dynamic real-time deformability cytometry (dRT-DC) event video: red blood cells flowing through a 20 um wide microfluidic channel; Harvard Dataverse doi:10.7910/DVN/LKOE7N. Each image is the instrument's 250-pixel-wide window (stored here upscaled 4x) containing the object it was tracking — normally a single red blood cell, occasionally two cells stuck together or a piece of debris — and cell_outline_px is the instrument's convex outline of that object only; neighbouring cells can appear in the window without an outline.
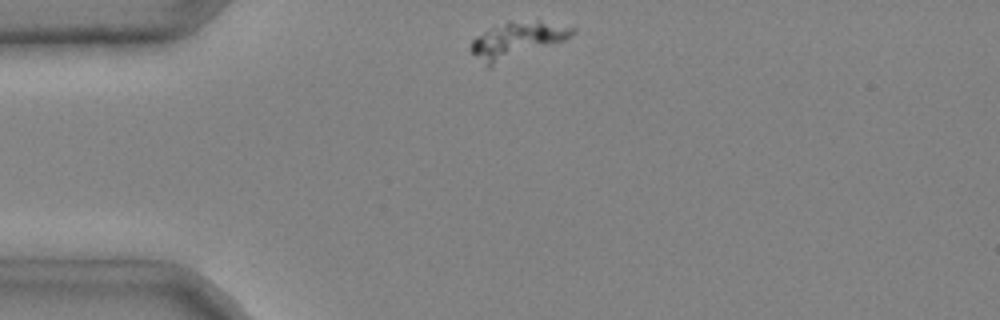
{"species": "common noctule bat (a hibernating species)", "species_latin": "Nyctalus noctula", "temperature_condition": "cold", "stored_images_in_passage": 4, "camera_frame_rate_fps": 3000, "um_per_image_px": 0.085, "animal": {"sex": "male", "body_mass_g": 20.4}, "frame": {"image": 1, "passage_image": 1, "time_ms": 0.0, "image_size_px": [1000, 320], "cell_outline_px": [[576, 32], [572, 36], [564, 40], [488, 68], [472, 52], [472, 40], [476, 36], [508, 20], [536, 20], [576, 28]], "centroid_in_image_um": [43.96, 3.4], "position_along_channel_um": 41.0, "area_um2": 21.21}}